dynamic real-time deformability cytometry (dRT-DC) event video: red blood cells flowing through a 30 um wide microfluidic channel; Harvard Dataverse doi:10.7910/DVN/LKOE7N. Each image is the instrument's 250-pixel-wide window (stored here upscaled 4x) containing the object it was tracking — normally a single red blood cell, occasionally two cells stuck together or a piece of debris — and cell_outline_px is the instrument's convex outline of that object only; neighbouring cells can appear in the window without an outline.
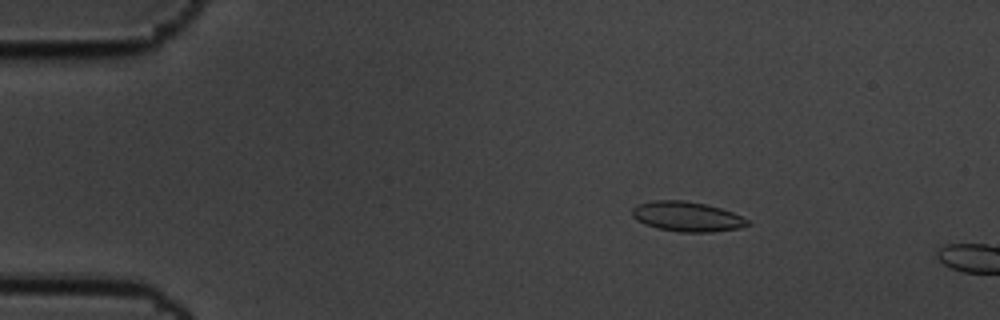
{"species": "common noctule bat (a hibernating species)", "species_latin": "Nyctalus noctula", "temperature_condition": "cold", "stored_images_in_passage": 13, "camera_frame_rate_fps": 3000, "um_per_image_px": 0.085, "animal": {"sex": "male", "body_mass_g": 19.5, "forearm_length_mm": 54.6}, "frame": {"image": 1, "passage_image": 10, "time_ms": 3.0, "image_size_px": [1000, 320], "cell_outline_px": [[752, 224], [740, 228], [712, 232], [680, 232], [656, 228], [644, 224], [636, 220], [632, 216], [632, 208], [640, 204], [656, 200], [684, 200], [704, 204], [720, 208], [732, 212], [748, 220]], "centroid_in_image_um": [58.39, 18.42], "position_along_channel_um": 26.6, "area_um2": 20.06}}